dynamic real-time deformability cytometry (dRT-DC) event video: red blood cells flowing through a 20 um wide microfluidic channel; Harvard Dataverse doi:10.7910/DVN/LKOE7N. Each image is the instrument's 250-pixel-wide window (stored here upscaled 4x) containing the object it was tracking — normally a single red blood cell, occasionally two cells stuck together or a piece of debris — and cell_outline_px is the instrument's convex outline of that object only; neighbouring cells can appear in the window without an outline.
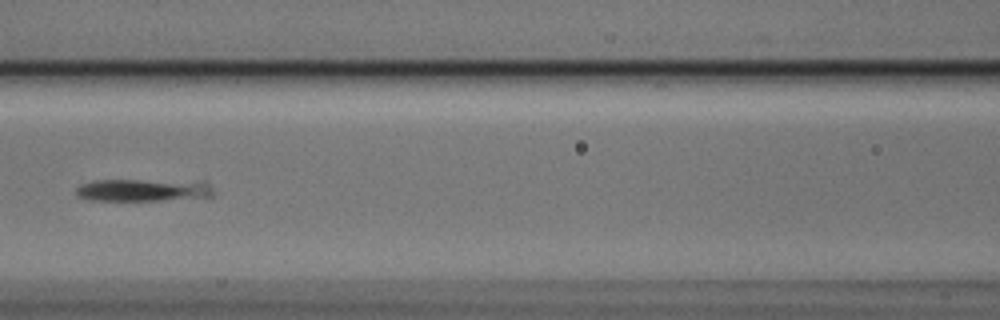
{"species": "Egyptian fruit bat (a non-hibernating species)", "species_latin": "Rousettus aegyptiacus", "temperature_condition": "cold", "stored_images_in_passage": 9, "camera_frame_rate_fps": 3000, "um_per_image_px": 0.085, "animal": {"sex": "male"}, "frame": {"image": 1, "passage_image": 7, "time_ms": 2.0, "image_size_px": [1000, 320], "cell_outline_px": [[216, 192], [212, 196], [160, 200], [88, 200], [76, 196], [76, 188], [80, 184], [96, 180], [204, 180]], "centroid_in_image_um": [12.2, 16.14], "position_along_channel_um": 154.4, "area_um2": 18.21}}
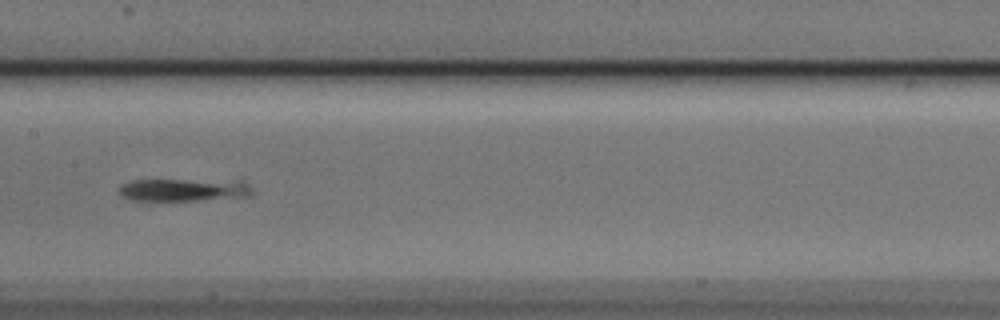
{"frame": {"image": 2, "passage_image": 8, "time_ms": 2.333, "image_size_px": [1000, 320], "cell_outline_px": [[256, 192], [252, 196], [196, 200], [132, 200], [120, 196], [120, 188], [124, 184], [132, 180], [244, 180]], "centroid_in_image_um": [15.73, 16.13], "position_along_channel_um": 191.7, "area_um2": 17.69}}
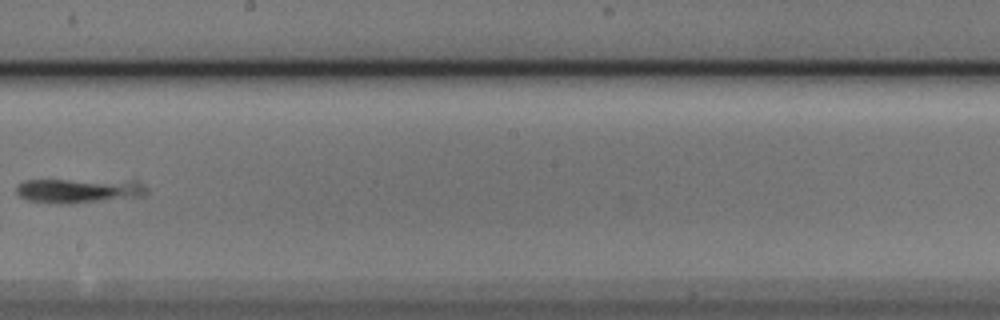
{"frame": {"image": 3, "passage_image": 9, "time_ms": 2.667, "image_size_px": [1000, 320], "cell_outline_px": [[148, 192], [144, 196], [72, 204], [56, 204], [28, 200], [20, 196], [16, 192], [16, 188], [24, 180], [140, 180], [148, 188]], "centroid_in_image_um": [6.79, 16.2], "position_along_channel_um": 241.4, "area_um2": 19.02}}